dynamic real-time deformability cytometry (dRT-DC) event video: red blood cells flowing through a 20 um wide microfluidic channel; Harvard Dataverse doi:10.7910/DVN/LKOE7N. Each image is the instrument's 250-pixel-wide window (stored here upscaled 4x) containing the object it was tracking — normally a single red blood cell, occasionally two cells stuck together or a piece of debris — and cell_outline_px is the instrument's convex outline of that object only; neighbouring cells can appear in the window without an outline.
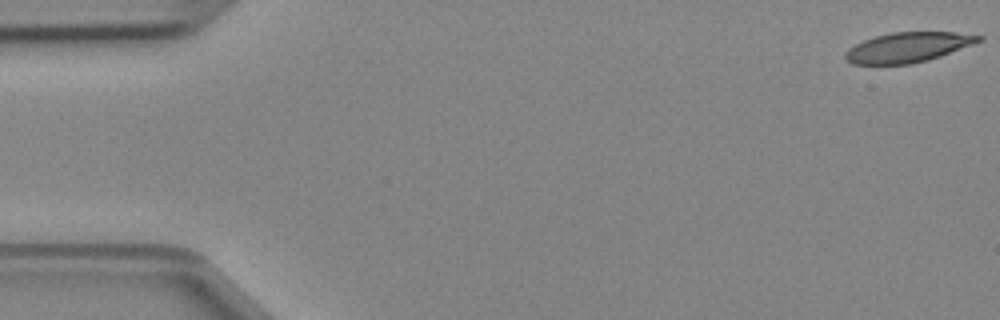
{"species": "Egyptian fruit bat (a non-hibernating species)", "species_latin": "Rousettus aegyptiacus", "temperature_condition": "cold", "stored_images_in_passage": 47, "camera_frame_rate_fps": 3000, "um_per_image_px": 0.085, "animal": {"sex": "female"}, "frame": {"image": 1, "passage_image": 1, "time_ms": 0.0, "image_size_px": [1000, 320], "cell_outline_px": [[984, 40], [940, 56], [928, 60], [912, 64], [852, 64], [844, 60], [844, 52], [848, 48], [864, 40], [876, 36], [892, 32], [956, 32], [984, 36]], "centroid_in_image_um": [77.16, 4.02], "position_along_channel_um": 7.8, "area_um2": 23.35}}
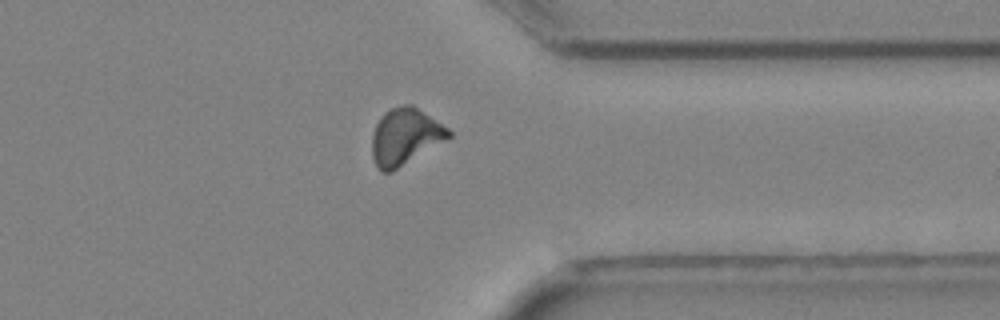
{"frame": {"image": 2, "passage_image": 37, "time_ms": 12.0, "image_size_px": [1000, 320], "cell_outline_px": [[452, 136], [392, 172], [380, 172], [372, 156], [372, 136], [376, 124], [384, 112], [400, 104], [412, 104], [448, 128], [452, 132]], "centroid_in_image_um": [34.42, 11.61], "position_along_channel_um": 377.0, "area_um2": 25.14}}
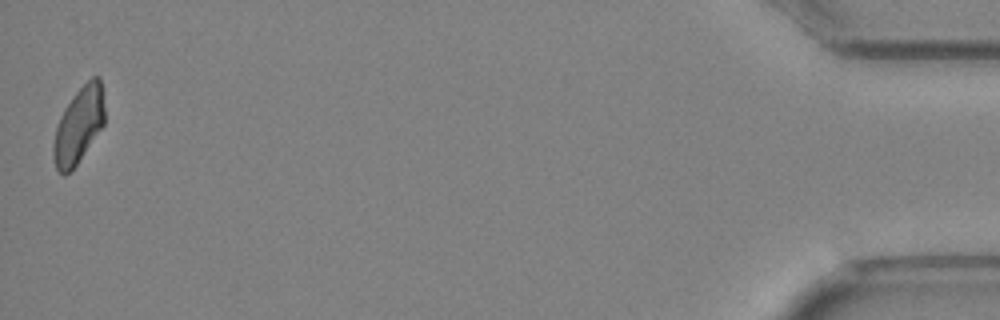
{"frame": {"image": 3, "passage_image": 47, "time_ms": 15.333, "image_size_px": [1000, 320], "cell_outline_px": [[104, 124], [76, 164], [64, 176], [56, 168], [52, 152], [52, 144], [56, 128], [60, 116], [64, 108], [72, 96], [92, 76], [100, 76], [104, 108]], "centroid_in_image_um": [6.67, 10.63], "position_along_channel_um": 428.5, "area_um2": 22.37}}